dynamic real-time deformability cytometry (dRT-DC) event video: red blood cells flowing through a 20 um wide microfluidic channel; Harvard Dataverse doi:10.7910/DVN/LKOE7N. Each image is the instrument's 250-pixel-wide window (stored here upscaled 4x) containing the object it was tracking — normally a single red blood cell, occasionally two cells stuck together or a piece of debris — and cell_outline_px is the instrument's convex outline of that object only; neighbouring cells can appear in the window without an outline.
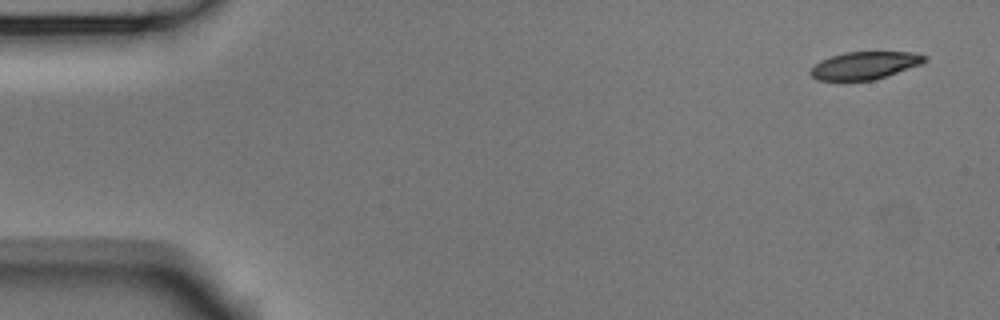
{"species": "Egyptian fruit bat (a non-hibernating species)", "species_latin": "Rousettus aegyptiacus", "temperature_condition": "room temperature", "stored_images_in_passage": 5, "camera_frame_rate_fps": 3000, "um_per_image_px": 0.085, "animal": {"sex": "male"}, "frame": {"image": 1, "passage_image": 1, "time_ms": 0.0, "image_size_px": [1000, 320], "cell_outline_px": [[928, 60], [924, 64], [872, 80], [816, 80], [808, 72], [820, 60], [844, 52], [916, 52], [928, 56]], "centroid_in_image_um": [73.56, 5.55], "position_along_channel_um": 11.4, "area_um2": 18.44}}
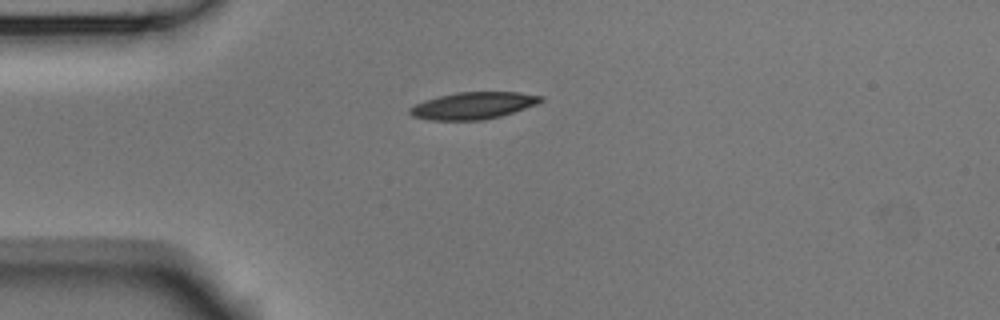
{"frame": {"image": 2, "passage_image": 4, "time_ms": 1.0, "image_size_px": [1000, 320], "cell_outline_px": [[544, 100], [536, 104], [500, 116], [484, 120], [428, 120], [412, 116], [408, 112], [408, 108], [424, 100], [456, 92], [520, 92], [544, 96]], "centroid_in_image_um": [40.2, 8.97], "position_along_channel_um": 44.8, "area_um2": 20.58}}
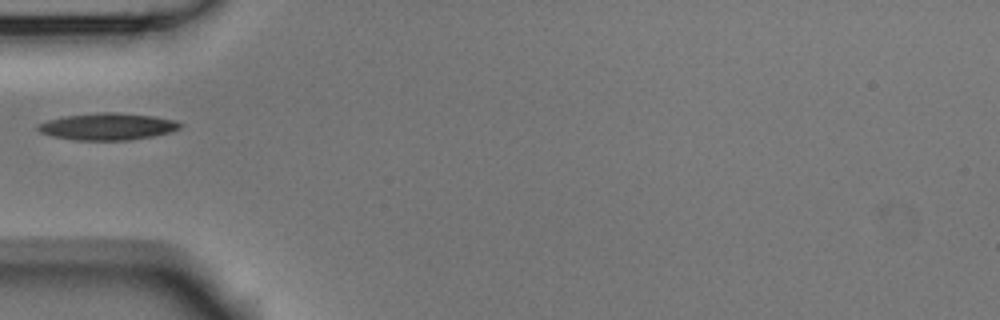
{"frame": {"image": 3, "passage_image": 5, "time_ms": 1.333, "image_size_px": [1000, 320], "cell_outline_px": [[184, 124], [180, 128], [168, 132], [152, 136], [128, 140], [72, 140], [52, 136], [40, 132], [36, 128], [36, 124], [48, 120], [64, 116], [96, 112], [116, 112], [152, 116], [176, 120]], "centroid_in_image_um": [9.11, 10.75], "position_along_channel_um": 75.9, "area_um2": 22.37}}